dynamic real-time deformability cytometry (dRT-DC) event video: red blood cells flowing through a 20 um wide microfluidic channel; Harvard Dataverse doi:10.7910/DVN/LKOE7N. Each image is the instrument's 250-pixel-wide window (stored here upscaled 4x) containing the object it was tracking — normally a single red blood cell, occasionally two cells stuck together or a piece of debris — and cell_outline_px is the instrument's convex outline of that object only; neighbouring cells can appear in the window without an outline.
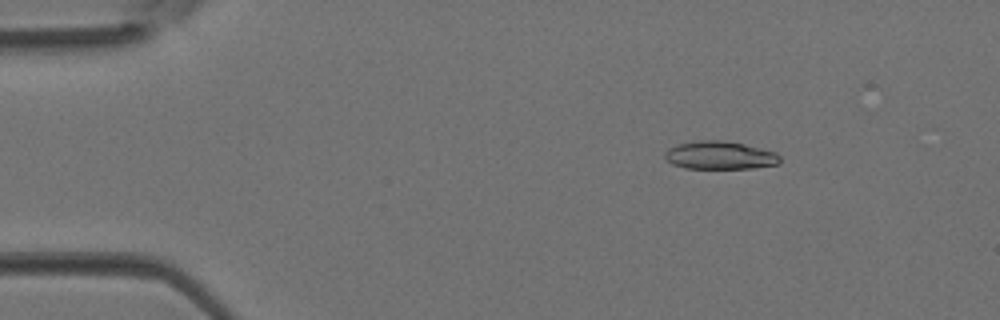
{"species": "Egyptian fruit bat (a non-hibernating species)", "species_latin": "Rousettus aegyptiacus", "temperature_condition": "room temperature", "stored_images_in_passage": 4, "camera_frame_rate_fps": 3000, "um_per_image_px": 0.085, "animal": {"sex": "female"}, "frame": {"image": 1, "passage_image": 2, "time_ms": 0.333, "image_size_px": [1000, 320], "cell_outline_px": [[780, 164], [752, 168], [684, 168], [672, 164], [664, 160], [664, 152], [668, 148], [676, 144], [696, 140], [724, 140], [744, 144], [776, 152], [780, 156]], "centroid_in_image_um": [61.15, 13.19], "position_along_channel_um": 23.9, "area_um2": 19.07}}
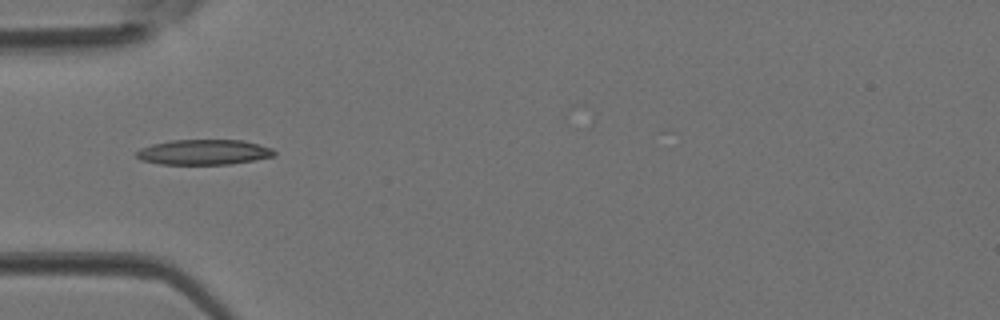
{"frame": {"image": 2, "passage_image": 4, "time_ms": 1.0, "image_size_px": [1000, 320], "cell_outline_px": [[276, 152], [272, 156], [252, 160], [228, 164], [160, 164], [140, 160], [136, 156], [136, 152], [140, 148], [152, 144], [172, 140], [244, 140], [272, 148]], "centroid_in_image_um": [17.28, 12.93], "position_along_channel_um": 67.7, "area_um2": 20.11}}